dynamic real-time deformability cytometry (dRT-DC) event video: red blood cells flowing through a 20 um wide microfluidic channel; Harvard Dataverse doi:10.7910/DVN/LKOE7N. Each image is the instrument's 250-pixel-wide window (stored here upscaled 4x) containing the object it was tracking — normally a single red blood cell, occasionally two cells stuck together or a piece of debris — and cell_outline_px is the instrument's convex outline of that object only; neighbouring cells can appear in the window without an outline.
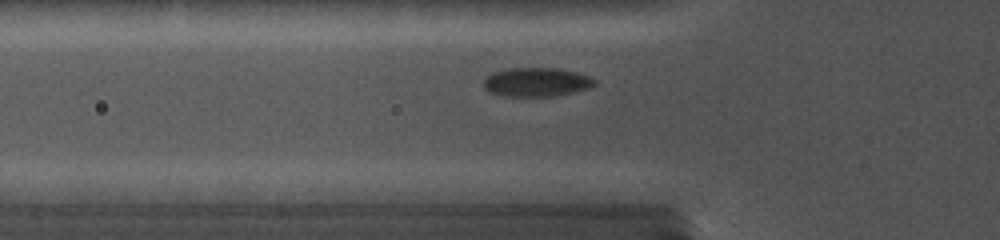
{"species": "common noctule bat (a hibernating species)", "species_latin": "Nyctalus noctula", "temperature_condition": "cold", "stored_images_in_passage": 21, "camera_frame_rate_fps": 5000, "um_per_image_px": 0.085, "animal": {"sex": "female", "body_mass_g": 19.0, "forearm_length_mm": 56.7}, "frame": {"image": 1, "passage_image": 5, "time_ms": 1.8, "image_size_px": [1000, 240], "cell_outline_px": [[596, 84], [588, 88], [572, 92], [552, 96], [504, 96], [492, 92], [484, 88], [484, 80], [492, 72], [504, 68], [556, 68], [576, 72], [588, 76], [596, 80]], "centroid_in_image_um": [45.58, 6.96], "position_along_channel_um": 80.2, "area_um2": 18.55}}
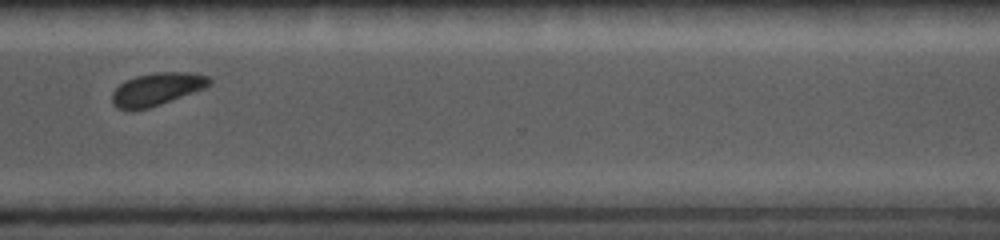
{"frame": {"image": 2, "passage_image": 17, "time_ms": 9.0, "image_size_px": [1000, 240], "cell_outline_px": [[212, 84], [208, 88], [148, 108], [120, 108], [112, 100], [112, 92], [124, 80], [136, 76], [156, 72], [188, 72], [208, 76], [212, 80]], "centroid_in_image_um": [13.42, 7.54], "position_along_channel_um": 357.2, "area_um2": 18.32}}
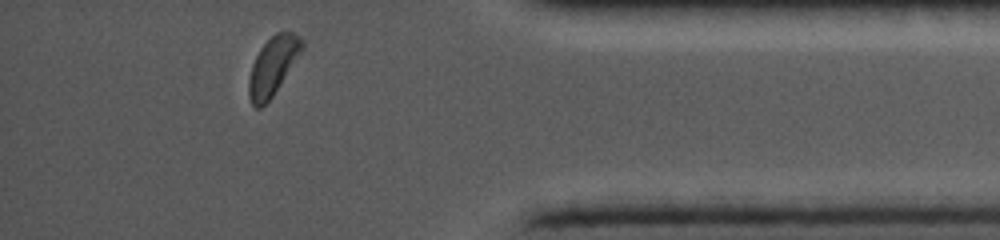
{"frame": {"image": 3, "passage_image": 20, "time_ms": 10.8, "image_size_px": [1000, 240], "cell_outline_px": [[304, 48], [272, 96], [260, 108], [256, 108], [252, 104], [248, 96], [248, 80], [252, 64], [260, 48], [276, 32], [292, 32], [300, 36], [304, 40]], "centroid_in_image_um": [23.19, 5.59], "position_along_channel_um": 412.0, "area_um2": 17.86}}